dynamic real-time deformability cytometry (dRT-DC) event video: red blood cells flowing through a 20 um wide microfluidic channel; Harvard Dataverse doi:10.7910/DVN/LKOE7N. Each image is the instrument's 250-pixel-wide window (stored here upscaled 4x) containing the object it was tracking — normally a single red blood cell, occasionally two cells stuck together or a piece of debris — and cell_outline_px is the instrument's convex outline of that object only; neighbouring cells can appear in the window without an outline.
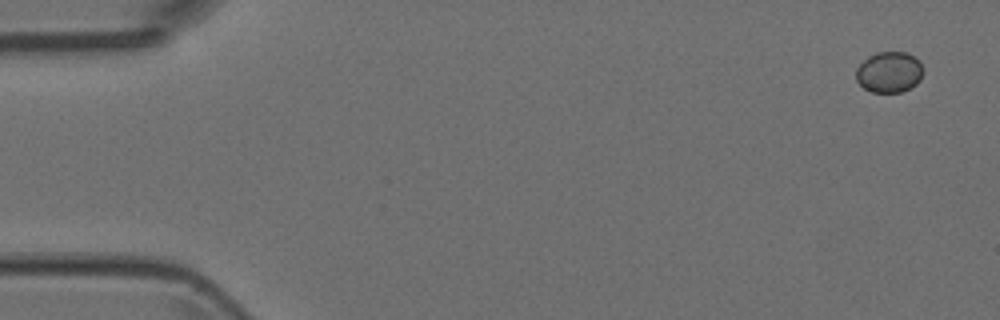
{"species": "Egyptian fruit bat (a non-hibernating species)", "species_latin": "Rousettus aegyptiacus", "temperature_condition": "room temperature", "stored_images_in_passage": 5, "camera_frame_rate_fps": 3000, "um_per_image_px": 0.085, "animal": {"sex": "female"}, "frame": {"image": 1, "passage_image": 1, "time_ms": 0.0, "image_size_px": [1000, 320], "cell_outline_px": [[924, 72], [920, 80], [916, 84], [900, 92], [872, 92], [864, 88], [856, 80], [856, 68], [868, 56], [876, 52], [904, 52], [920, 60], [924, 68]], "centroid_in_image_um": [75.59, 6.12], "position_along_channel_um": 9.4, "area_um2": 16.07}}
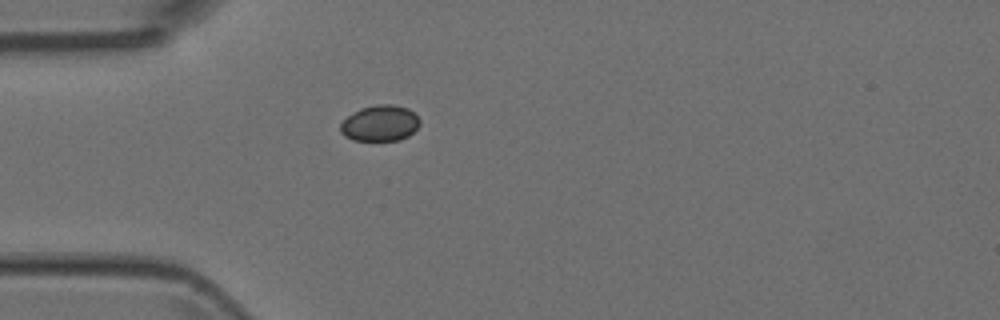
{"frame": {"image": 2, "passage_image": 5, "time_ms": 1.333, "image_size_px": [1000, 320], "cell_outline_px": [[420, 124], [408, 136], [400, 140], [352, 140], [344, 136], [340, 132], [340, 124], [348, 116], [360, 108], [376, 104], [392, 104], [408, 108], [420, 120]], "centroid_in_image_um": [32.28, 10.47], "position_along_channel_um": 52.7, "area_um2": 16.59}}